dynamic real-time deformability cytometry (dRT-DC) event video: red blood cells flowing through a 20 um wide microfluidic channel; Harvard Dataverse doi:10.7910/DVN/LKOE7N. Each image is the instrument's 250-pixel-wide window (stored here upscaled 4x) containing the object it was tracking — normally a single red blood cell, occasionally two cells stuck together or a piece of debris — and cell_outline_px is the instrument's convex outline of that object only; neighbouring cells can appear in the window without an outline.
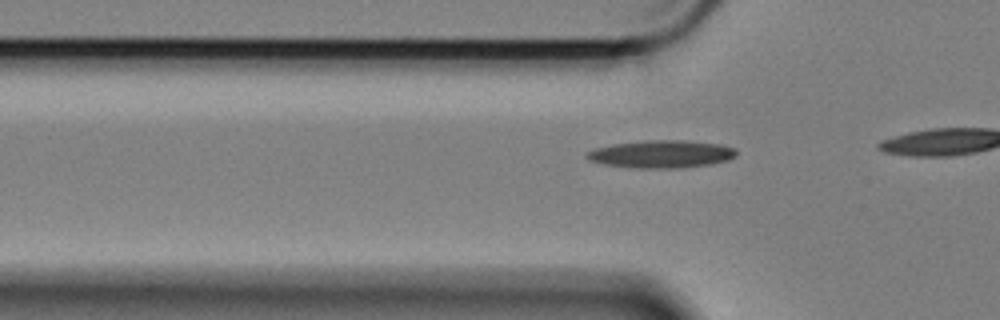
{"species": "Egyptian fruit bat (a non-hibernating species)", "species_latin": "Rousettus aegyptiacus", "temperature_condition": "cold", "stored_images_in_passage": 7, "camera_frame_rate_fps": 3000, "um_per_image_px": 0.085, "animal": {"sex": "female"}, "frame": {"image": 1, "passage_image": 4, "time_ms": 1.0, "image_size_px": [1000, 320], "cell_outline_px": [[736, 156], [728, 160], [708, 164], [680, 168], [636, 168], [604, 164], [588, 160], [584, 156], [588, 152], [596, 148], [612, 144], [648, 140], [684, 140], [720, 144], [736, 148]], "centroid_in_image_um": [56.22, 13.09], "position_along_channel_um": 69.6, "area_um2": 24.04}}